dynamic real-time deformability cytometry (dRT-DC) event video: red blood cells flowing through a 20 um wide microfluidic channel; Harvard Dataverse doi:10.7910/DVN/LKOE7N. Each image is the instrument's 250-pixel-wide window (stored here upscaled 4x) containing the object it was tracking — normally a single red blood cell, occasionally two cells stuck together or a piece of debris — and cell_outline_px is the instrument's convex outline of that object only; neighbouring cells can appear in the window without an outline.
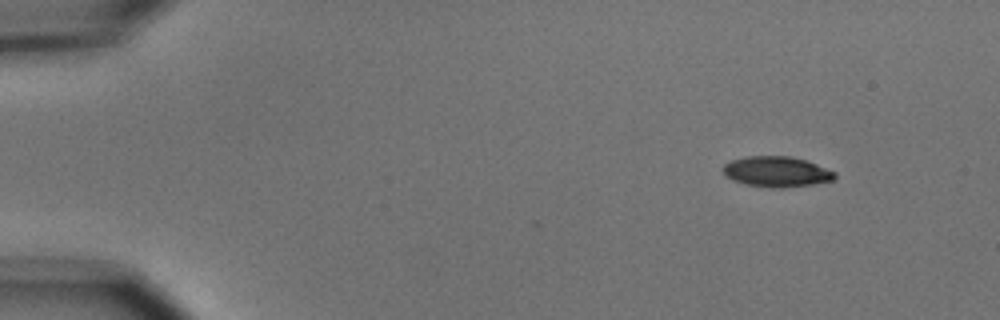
{"species": "common noctule bat (a hibernating species)", "species_latin": "Nyctalus noctula", "temperature_condition": "cold", "stored_images_in_passage": 4, "camera_frame_rate_fps": 3000, "um_per_image_px": 0.085, "animal": {"sex": "male", "body_mass_g": 15.6}, "frame": {"image": 1, "passage_image": 1, "time_ms": 0.0, "image_size_px": [1000, 320], "cell_outline_px": [[836, 176], [832, 180], [812, 184], [780, 188], [772, 188], [744, 184], [732, 180], [724, 176], [720, 168], [724, 164], [732, 160], [748, 156], [788, 156], [804, 160], [816, 164], [836, 172]], "centroid_in_image_um": [65.94, 14.6], "position_along_channel_um": 19.1, "area_um2": 19.88}}
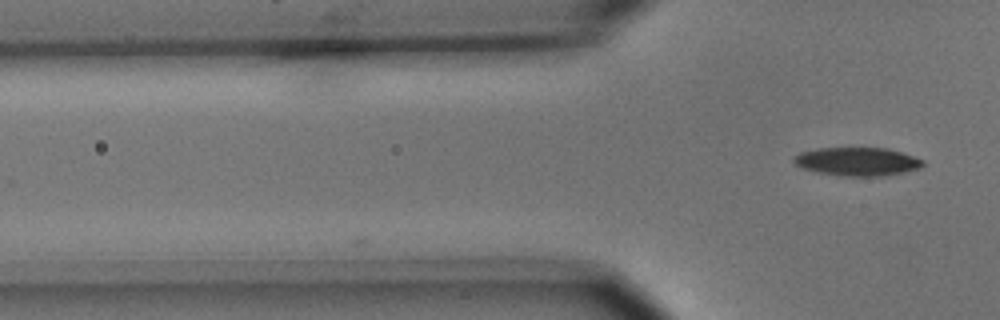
{"frame": {"image": 2, "passage_image": 4, "time_ms": 3.333, "image_size_px": [1000, 320], "cell_outline_px": [[924, 164], [920, 168], [880, 176], [844, 176], [816, 172], [804, 168], [796, 164], [792, 160], [792, 156], [800, 152], [816, 148], [888, 148], [924, 160]], "centroid_in_image_um": [72.82, 13.72], "position_along_channel_um": 53.0, "area_um2": 21.21}}